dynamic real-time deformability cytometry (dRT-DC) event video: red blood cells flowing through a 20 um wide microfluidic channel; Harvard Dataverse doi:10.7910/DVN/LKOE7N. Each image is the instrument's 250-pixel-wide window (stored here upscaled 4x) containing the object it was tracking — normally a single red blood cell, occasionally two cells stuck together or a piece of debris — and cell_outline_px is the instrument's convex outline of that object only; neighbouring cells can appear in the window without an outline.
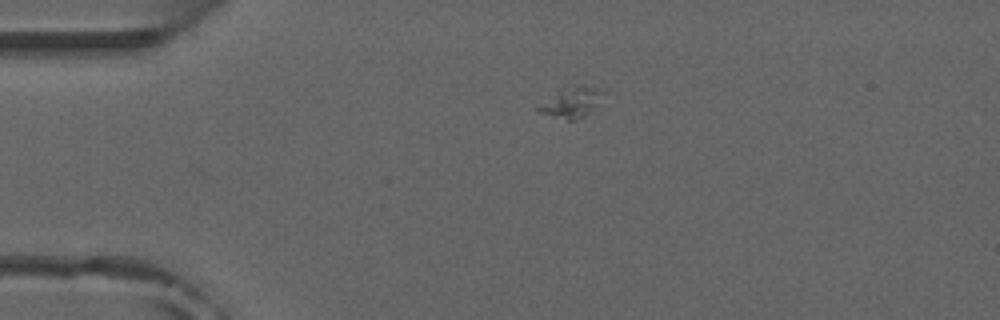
{"species": "common noctule bat (a hibernating species)", "species_latin": "Nyctalus noctula", "temperature_condition": "room temperature", "stored_images_in_passage": 38, "camera_frame_rate_fps": 3000, "um_per_image_px": 0.085, "animal": {"sex": "male", "forearm_length_mm": 52.5}, "frame": {"image": 1, "passage_image": 1, "time_ms": 0.0, "image_size_px": [1000, 320], "cell_outline_px": [[608, 92], [584, 116], [576, 120], [568, 120], [540, 112], [536, 108], [564, 84], [596, 88]], "centroid_in_image_um": [48.58, 8.66], "position_along_channel_um": 36.4, "area_um2": 11.33}}
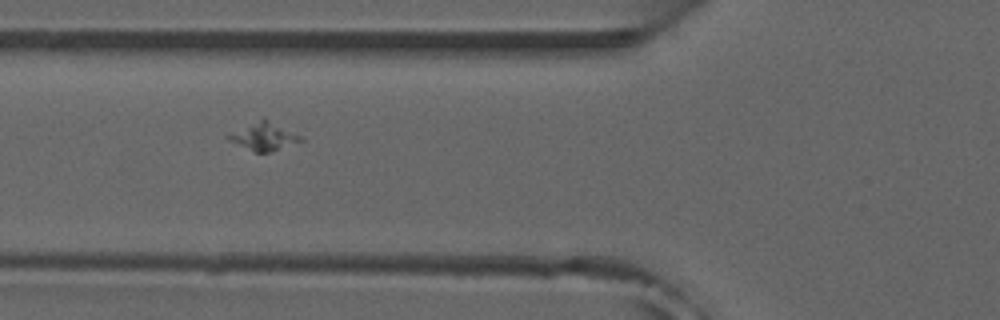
{"frame": {"image": 2, "passage_image": 9, "time_ms": 2.667, "image_size_px": [1000, 320], "cell_outline_px": [[304, 140], [268, 152], [256, 152], [228, 140], [228, 136], [264, 116], [300, 136]], "centroid_in_image_um": [22.47, 11.58], "position_along_channel_um": 103.3, "area_um2": 11.16}}
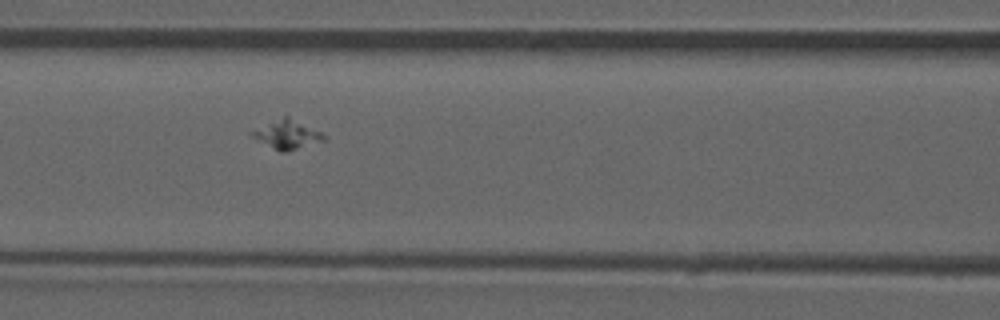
{"frame": {"image": 3, "passage_image": 12, "time_ms": 3.667, "image_size_px": [1000, 320], "cell_outline_px": [[328, 136], [324, 140], [284, 152], [280, 152], [252, 136], [248, 132], [284, 116], [288, 116]], "centroid_in_image_um": [24.4, 11.43], "position_along_channel_um": 142.2, "area_um2": 11.56}}